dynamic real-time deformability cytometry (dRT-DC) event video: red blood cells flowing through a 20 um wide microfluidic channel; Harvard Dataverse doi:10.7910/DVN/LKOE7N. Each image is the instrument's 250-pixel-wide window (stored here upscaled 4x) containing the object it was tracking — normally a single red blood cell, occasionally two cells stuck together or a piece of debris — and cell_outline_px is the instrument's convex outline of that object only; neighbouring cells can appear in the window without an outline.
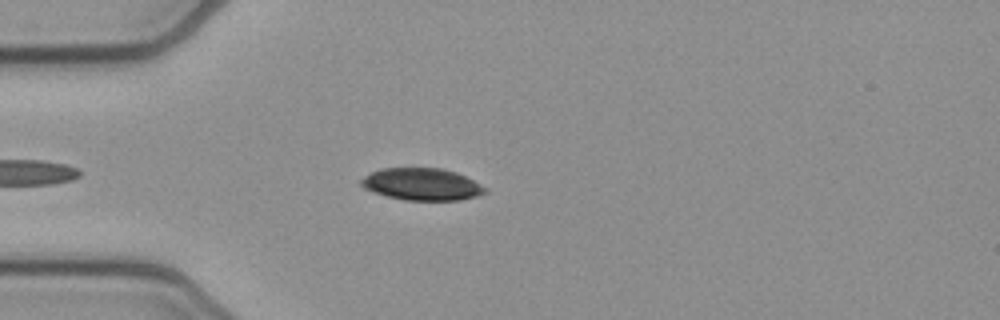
{"species": "common noctule bat (a hibernating species)", "species_latin": "Nyctalus noctula", "temperature_condition": "cold", "stored_images_in_passage": 40, "camera_frame_rate_fps": 3000, "um_per_image_px": 0.085, "animal": {"sex": "female", "body_mass_g": 21.9}, "frame": {"image": 1, "passage_image": 7, "time_ms": 2.0, "image_size_px": [1000, 320], "cell_outline_px": [[488, 192], [476, 196], [460, 200], [404, 200], [372, 192], [364, 188], [360, 184], [360, 180], [364, 176], [380, 168], [440, 168], [456, 172], [472, 180], [484, 188]], "centroid_in_image_um": [35.81, 15.66], "position_along_channel_um": 49.2, "area_um2": 23.0}}
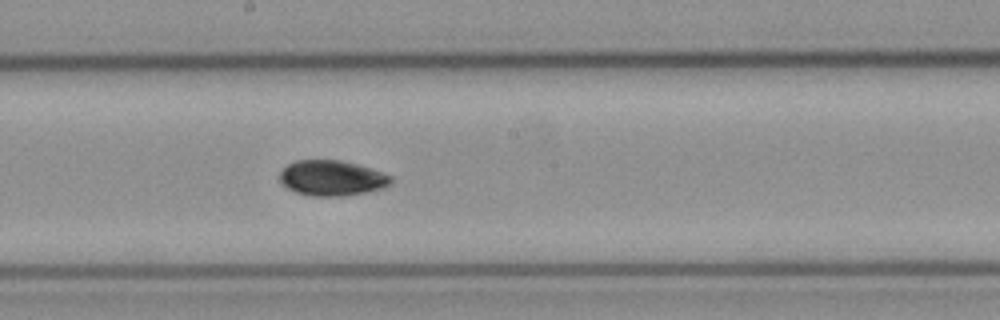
{"frame": {"image": 2, "passage_image": 21, "time_ms": 6.667, "image_size_px": [1000, 320], "cell_outline_px": [[392, 184], [384, 188], [364, 192], [340, 196], [308, 196], [296, 192], [280, 184], [276, 176], [288, 164], [296, 160], [340, 160], [356, 164], [392, 176]], "centroid_in_image_um": [28.15, 15.14], "position_along_channel_um": 220.1, "area_um2": 23.0}}
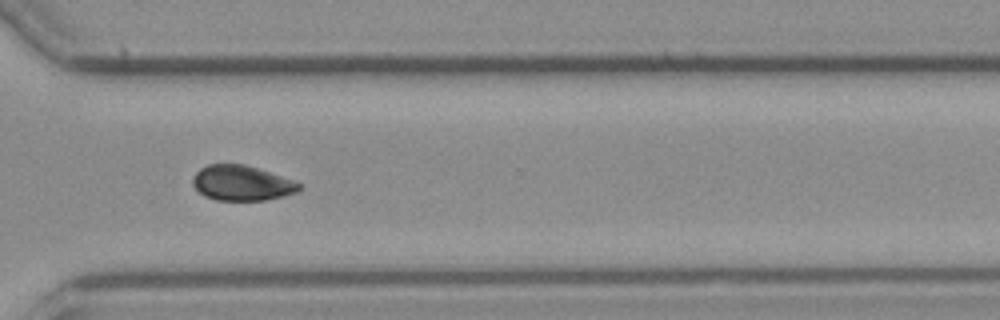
{"frame": {"image": 3, "passage_image": 31, "time_ms": 10.0, "image_size_px": [1000, 320], "cell_outline_px": [[304, 188], [300, 192], [284, 196], [264, 200], [216, 200], [204, 196], [192, 184], [192, 176], [200, 168], [208, 164], [244, 164], [304, 184]], "centroid_in_image_um": [20.57, 15.57], "position_along_channel_um": 350.0, "area_um2": 21.91}, "authors_computed_cell_mechanics": {"area_um2": 23.0044, "velocity_mm_per_s": 3.9077, "shape_relaxation_time_tau1_ms": 3.5804, "shape_relaxation_time_tau2_ms": 6.4256, "deformation_change_tau1": 0.0746, "deformation_change_tau2": 0.0791}}